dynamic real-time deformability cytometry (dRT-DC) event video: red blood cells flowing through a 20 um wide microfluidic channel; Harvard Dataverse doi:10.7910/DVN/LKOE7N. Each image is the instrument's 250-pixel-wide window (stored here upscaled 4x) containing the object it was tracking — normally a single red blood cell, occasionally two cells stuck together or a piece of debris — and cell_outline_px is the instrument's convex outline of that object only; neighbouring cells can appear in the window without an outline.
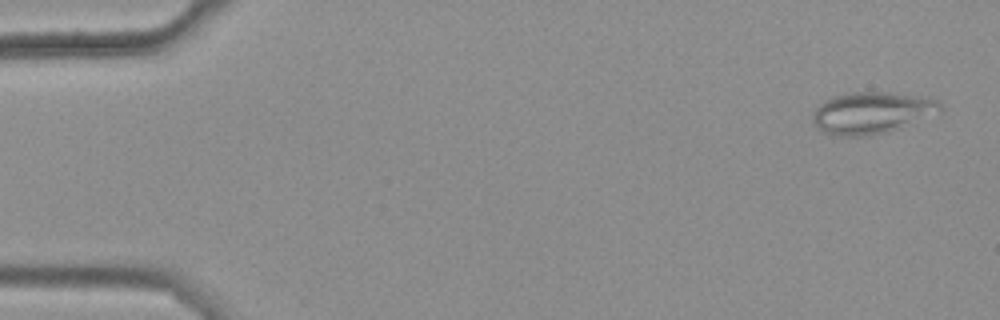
{"species": "common noctule bat (a hibernating species)", "species_latin": "Nyctalus noctula", "temperature_condition": "warm", "stored_images_in_passage": 47, "camera_frame_rate_fps": 3000, "um_per_image_px": 0.085, "animal": {"sex": "female", "body_mass_g": 25.1}, "frame": {"image": 1, "passage_image": 1, "time_ms": 0.0, "image_size_px": [1000, 320], "cell_outline_px": [[944, 108], [940, 112], [900, 128], [888, 132], [868, 136], [832, 136], [824, 132], [812, 120], [812, 112], [824, 100], [832, 96], [848, 92], [888, 92], [928, 96], [936, 100]], "centroid_in_image_um": [74.11, 9.58], "position_along_channel_um": 10.9, "area_um2": 31.39}}
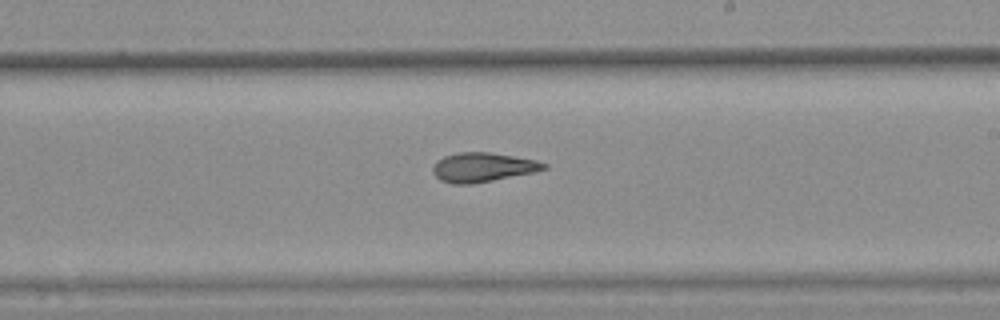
{"frame": {"image": 2, "passage_image": 31, "time_ms": 10.0, "image_size_px": [1000, 320], "cell_outline_px": [[548, 168], [532, 172], [472, 184], [452, 184], [440, 180], [432, 172], [432, 168], [436, 160], [444, 156], [456, 152], [492, 152], [536, 160], [548, 164]], "centroid_in_image_um": [40.99, 14.2], "position_along_channel_um": 248.0, "area_um2": 18.96}}
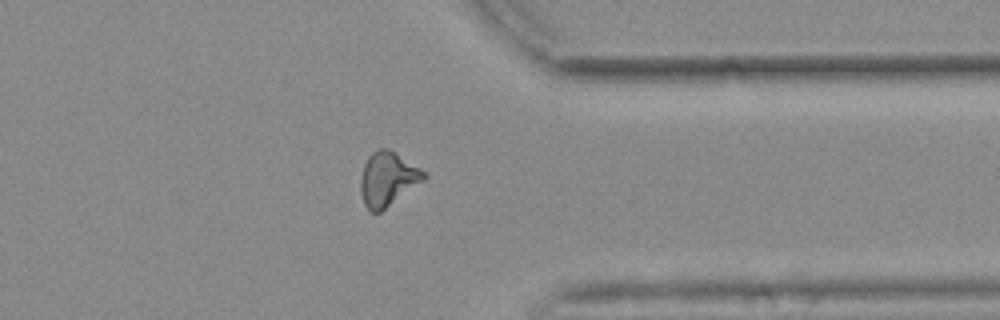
{"frame": {"image": 3, "passage_image": 42, "time_ms": 13.667, "image_size_px": [1000, 320], "cell_outline_px": [[428, 176], [424, 180], [380, 212], [368, 212], [364, 204], [360, 192], [360, 180], [364, 164], [368, 156], [372, 152], [380, 148], [388, 148], [420, 168]], "centroid_in_image_um": [32.92, 15.22], "position_along_channel_um": 378.5, "area_um2": 19.83}, "authors_computed_cell_mechanics": {"area_um2": 19.1896, "velocity_mm_per_s": 3.7113, "shape_relaxation_time_tau1_ms": null, "shape_relaxation_time_tau2_ms": 2.8485, "deformation_change_tau1": null, "deformation_change_tau2": 0.1117}}